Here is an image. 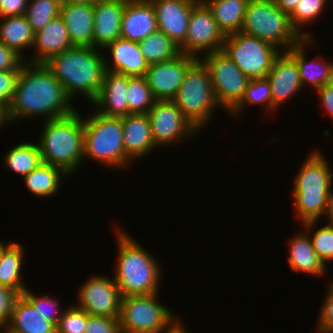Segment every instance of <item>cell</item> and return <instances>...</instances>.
<instances>
[{"mask_svg": "<svg viewBox=\"0 0 333 333\" xmlns=\"http://www.w3.org/2000/svg\"><path fill=\"white\" fill-rule=\"evenodd\" d=\"M60 8L58 0H28L25 16L32 30L37 32L60 15Z\"/></svg>", "mask_w": 333, "mask_h": 333, "instance_id": "cell-36", "label": "cell"}, {"mask_svg": "<svg viewBox=\"0 0 333 333\" xmlns=\"http://www.w3.org/2000/svg\"><path fill=\"white\" fill-rule=\"evenodd\" d=\"M197 60V57L181 53L173 60L150 64L145 77L154 98L172 100L181 86L187 70Z\"/></svg>", "mask_w": 333, "mask_h": 333, "instance_id": "cell-15", "label": "cell"}, {"mask_svg": "<svg viewBox=\"0 0 333 333\" xmlns=\"http://www.w3.org/2000/svg\"><path fill=\"white\" fill-rule=\"evenodd\" d=\"M24 252L21 244L11 242L4 249L0 258V285L11 287L20 294L27 289L21 277Z\"/></svg>", "mask_w": 333, "mask_h": 333, "instance_id": "cell-31", "label": "cell"}, {"mask_svg": "<svg viewBox=\"0 0 333 333\" xmlns=\"http://www.w3.org/2000/svg\"><path fill=\"white\" fill-rule=\"evenodd\" d=\"M149 1L155 10L157 30L180 47L185 42L191 11L200 0Z\"/></svg>", "mask_w": 333, "mask_h": 333, "instance_id": "cell-16", "label": "cell"}, {"mask_svg": "<svg viewBox=\"0 0 333 333\" xmlns=\"http://www.w3.org/2000/svg\"><path fill=\"white\" fill-rule=\"evenodd\" d=\"M288 51L303 37L292 27L290 16L281 11L274 0H249L240 30Z\"/></svg>", "mask_w": 333, "mask_h": 333, "instance_id": "cell-7", "label": "cell"}, {"mask_svg": "<svg viewBox=\"0 0 333 333\" xmlns=\"http://www.w3.org/2000/svg\"><path fill=\"white\" fill-rule=\"evenodd\" d=\"M313 38H303L297 45L289 49L287 52L296 60V63L299 68L300 80L303 87L306 83L312 85L315 90H318L320 87L324 86L328 82L333 81V63H326V61H312L307 60V55L304 51L305 46L309 47L314 46L316 43Z\"/></svg>", "mask_w": 333, "mask_h": 333, "instance_id": "cell-26", "label": "cell"}, {"mask_svg": "<svg viewBox=\"0 0 333 333\" xmlns=\"http://www.w3.org/2000/svg\"><path fill=\"white\" fill-rule=\"evenodd\" d=\"M121 38L141 42L157 30L154 7L149 0H126L121 23Z\"/></svg>", "mask_w": 333, "mask_h": 333, "instance_id": "cell-21", "label": "cell"}, {"mask_svg": "<svg viewBox=\"0 0 333 333\" xmlns=\"http://www.w3.org/2000/svg\"><path fill=\"white\" fill-rule=\"evenodd\" d=\"M32 47L36 48V52L28 63L33 64H44L52 56L73 47L66 25L60 15L35 32Z\"/></svg>", "mask_w": 333, "mask_h": 333, "instance_id": "cell-23", "label": "cell"}, {"mask_svg": "<svg viewBox=\"0 0 333 333\" xmlns=\"http://www.w3.org/2000/svg\"><path fill=\"white\" fill-rule=\"evenodd\" d=\"M4 243L2 241H0V258H1V255H2V252L4 251V249L9 245L8 243L6 244V242H4Z\"/></svg>", "mask_w": 333, "mask_h": 333, "instance_id": "cell-53", "label": "cell"}, {"mask_svg": "<svg viewBox=\"0 0 333 333\" xmlns=\"http://www.w3.org/2000/svg\"><path fill=\"white\" fill-rule=\"evenodd\" d=\"M78 306L91 316L119 318L122 295L113 278L92 276L79 289Z\"/></svg>", "mask_w": 333, "mask_h": 333, "instance_id": "cell-14", "label": "cell"}, {"mask_svg": "<svg viewBox=\"0 0 333 333\" xmlns=\"http://www.w3.org/2000/svg\"><path fill=\"white\" fill-rule=\"evenodd\" d=\"M99 0H62L61 4L65 3H85V4H95Z\"/></svg>", "mask_w": 333, "mask_h": 333, "instance_id": "cell-51", "label": "cell"}, {"mask_svg": "<svg viewBox=\"0 0 333 333\" xmlns=\"http://www.w3.org/2000/svg\"><path fill=\"white\" fill-rule=\"evenodd\" d=\"M0 42L14 50L24 60L22 51L32 47L35 32L25 15L0 17ZM25 48V49H24Z\"/></svg>", "mask_w": 333, "mask_h": 333, "instance_id": "cell-28", "label": "cell"}, {"mask_svg": "<svg viewBox=\"0 0 333 333\" xmlns=\"http://www.w3.org/2000/svg\"><path fill=\"white\" fill-rule=\"evenodd\" d=\"M85 333H121L119 318L89 315Z\"/></svg>", "mask_w": 333, "mask_h": 333, "instance_id": "cell-42", "label": "cell"}, {"mask_svg": "<svg viewBox=\"0 0 333 333\" xmlns=\"http://www.w3.org/2000/svg\"><path fill=\"white\" fill-rule=\"evenodd\" d=\"M183 322L178 320L169 330L165 331L164 333H187L188 331L184 328Z\"/></svg>", "mask_w": 333, "mask_h": 333, "instance_id": "cell-50", "label": "cell"}, {"mask_svg": "<svg viewBox=\"0 0 333 333\" xmlns=\"http://www.w3.org/2000/svg\"><path fill=\"white\" fill-rule=\"evenodd\" d=\"M328 216V225L333 229V203L330 207V209L327 211V214Z\"/></svg>", "mask_w": 333, "mask_h": 333, "instance_id": "cell-52", "label": "cell"}, {"mask_svg": "<svg viewBox=\"0 0 333 333\" xmlns=\"http://www.w3.org/2000/svg\"><path fill=\"white\" fill-rule=\"evenodd\" d=\"M8 122H11L9 118L8 108L0 105V127L4 124L7 125L6 123Z\"/></svg>", "mask_w": 333, "mask_h": 333, "instance_id": "cell-49", "label": "cell"}, {"mask_svg": "<svg viewBox=\"0 0 333 333\" xmlns=\"http://www.w3.org/2000/svg\"><path fill=\"white\" fill-rule=\"evenodd\" d=\"M20 70L0 71V105L9 107Z\"/></svg>", "mask_w": 333, "mask_h": 333, "instance_id": "cell-43", "label": "cell"}, {"mask_svg": "<svg viewBox=\"0 0 333 333\" xmlns=\"http://www.w3.org/2000/svg\"><path fill=\"white\" fill-rule=\"evenodd\" d=\"M158 295L122 297L119 315L121 333H164L180 320L169 308L160 304Z\"/></svg>", "mask_w": 333, "mask_h": 333, "instance_id": "cell-9", "label": "cell"}, {"mask_svg": "<svg viewBox=\"0 0 333 333\" xmlns=\"http://www.w3.org/2000/svg\"><path fill=\"white\" fill-rule=\"evenodd\" d=\"M39 148L44 163L62 168L67 175L84 160V124L78 111L66 117L44 121Z\"/></svg>", "mask_w": 333, "mask_h": 333, "instance_id": "cell-5", "label": "cell"}, {"mask_svg": "<svg viewBox=\"0 0 333 333\" xmlns=\"http://www.w3.org/2000/svg\"><path fill=\"white\" fill-rule=\"evenodd\" d=\"M28 0H1L0 17L25 15Z\"/></svg>", "mask_w": 333, "mask_h": 333, "instance_id": "cell-46", "label": "cell"}, {"mask_svg": "<svg viewBox=\"0 0 333 333\" xmlns=\"http://www.w3.org/2000/svg\"><path fill=\"white\" fill-rule=\"evenodd\" d=\"M295 176L293 201L300 221L320 220L333 203V171L324 156L314 151L306 158Z\"/></svg>", "mask_w": 333, "mask_h": 333, "instance_id": "cell-4", "label": "cell"}, {"mask_svg": "<svg viewBox=\"0 0 333 333\" xmlns=\"http://www.w3.org/2000/svg\"><path fill=\"white\" fill-rule=\"evenodd\" d=\"M140 50L147 63L166 62L179 56V47L162 31L156 30L139 42Z\"/></svg>", "mask_w": 333, "mask_h": 333, "instance_id": "cell-33", "label": "cell"}, {"mask_svg": "<svg viewBox=\"0 0 333 333\" xmlns=\"http://www.w3.org/2000/svg\"><path fill=\"white\" fill-rule=\"evenodd\" d=\"M151 132L155 145L165 146L188 139L197 129L184 117L172 100H156L148 111ZM183 138V139H182Z\"/></svg>", "mask_w": 333, "mask_h": 333, "instance_id": "cell-13", "label": "cell"}, {"mask_svg": "<svg viewBox=\"0 0 333 333\" xmlns=\"http://www.w3.org/2000/svg\"><path fill=\"white\" fill-rule=\"evenodd\" d=\"M72 100L45 64L24 62L8 107L9 118L14 123L30 116H44L46 121L66 117L76 111Z\"/></svg>", "mask_w": 333, "mask_h": 333, "instance_id": "cell-1", "label": "cell"}, {"mask_svg": "<svg viewBox=\"0 0 333 333\" xmlns=\"http://www.w3.org/2000/svg\"><path fill=\"white\" fill-rule=\"evenodd\" d=\"M7 333H56V326L44 319L38 311L21 295L4 328Z\"/></svg>", "mask_w": 333, "mask_h": 333, "instance_id": "cell-27", "label": "cell"}, {"mask_svg": "<svg viewBox=\"0 0 333 333\" xmlns=\"http://www.w3.org/2000/svg\"><path fill=\"white\" fill-rule=\"evenodd\" d=\"M262 103L263 106L267 107L265 110L267 112L273 111V100L271 93V83L267 77L250 79L245 94L240 101V103L230 112L233 115L239 117L240 113L243 111V108H246V105L250 104H259Z\"/></svg>", "mask_w": 333, "mask_h": 333, "instance_id": "cell-35", "label": "cell"}, {"mask_svg": "<svg viewBox=\"0 0 333 333\" xmlns=\"http://www.w3.org/2000/svg\"><path fill=\"white\" fill-rule=\"evenodd\" d=\"M172 101L197 132L219 108L209 71L199 59L187 70Z\"/></svg>", "mask_w": 333, "mask_h": 333, "instance_id": "cell-8", "label": "cell"}, {"mask_svg": "<svg viewBox=\"0 0 333 333\" xmlns=\"http://www.w3.org/2000/svg\"><path fill=\"white\" fill-rule=\"evenodd\" d=\"M266 77L271 83L273 110L303 88L296 60L287 51L280 52Z\"/></svg>", "mask_w": 333, "mask_h": 333, "instance_id": "cell-17", "label": "cell"}, {"mask_svg": "<svg viewBox=\"0 0 333 333\" xmlns=\"http://www.w3.org/2000/svg\"><path fill=\"white\" fill-rule=\"evenodd\" d=\"M301 0H274L276 6L284 13L290 15Z\"/></svg>", "mask_w": 333, "mask_h": 333, "instance_id": "cell-48", "label": "cell"}, {"mask_svg": "<svg viewBox=\"0 0 333 333\" xmlns=\"http://www.w3.org/2000/svg\"><path fill=\"white\" fill-rule=\"evenodd\" d=\"M88 316L77 306L64 310L56 326V333H85Z\"/></svg>", "mask_w": 333, "mask_h": 333, "instance_id": "cell-39", "label": "cell"}, {"mask_svg": "<svg viewBox=\"0 0 333 333\" xmlns=\"http://www.w3.org/2000/svg\"><path fill=\"white\" fill-rule=\"evenodd\" d=\"M21 295L33 306L36 311L44 316V319L53 323L55 326L58 325V322L64 312L59 310L60 306L58 299L52 298L48 295L43 297L36 296V294L28 288Z\"/></svg>", "mask_w": 333, "mask_h": 333, "instance_id": "cell-38", "label": "cell"}, {"mask_svg": "<svg viewBox=\"0 0 333 333\" xmlns=\"http://www.w3.org/2000/svg\"><path fill=\"white\" fill-rule=\"evenodd\" d=\"M224 40L225 35L218 28L212 12L203 1H199L191 11L185 42L179 47L180 53L199 58L198 54L206 51H221Z\"/></svg>", "mask_w": 333, "mask_h": 333, "instance_id": "cell-12", "label": "cell"}, {"mask_svg": "<svg viewBox=\"0 0 333 333\" xmlns=\"http://www.w3.org/2000/svg\"><path fill=\"white\" fill-rule=\"evenodd\" d=\"M83 124L84 157L121 169L132 162L124 149L122 117L94 112Z\"/></svg>", "mask_w": 333, "mask_h": 333, "instance_id": "cell-6", "label": "cell"}, {"mask_svg": "<svg viewBox=\"0 0 333 333\" xmlns=\"http://www.w3.org/2000/svg\"><path fill=\"white\" fill-rule=\"evenodd\" d=\"M122 124L124 149L131 161L147 156L157 147L147 114H128L122 117Z\"/></svg>", "mask_w": 333, "mask_h": 333, "instance_id": "cell-22", "label": "cell"}, {"mask_svg": "<svg viewBox=\"0 0 333 333\" xmlns=\"http://www.w3.org/2000/svg\"><path fill=\"white\" fill-rule=\"evenodd\" d=\"M60 16L66 25L73 46L93 47V4H61Z\"/></svg>", "mask_w": 333, "mask_h": 333, "instance_id": "cell-25", "label": "cell"}, {"mask_svg": "<svg viewBox=\"0 0 333 333\" xmlns=\"http://www.w3.org/2000/svg\"><path fill=\"white\" fill-rule=\"evenodd\" d=\"M249 0H203L215 18L218 28L225 36L242 28Z\"/></svg>", "mask_w": 333, "mask_h": 333, "instance_id": "cell-29", "label": "cell"}, {"mask_svg": "<svg viewBox=\"0 0 333 333\" xmlns=\"http://www.w3.org/2000/svg\"><path fill=\"white\" fill-rule=\"evenodd\" d=\"M4 165L19 175L29 174L43 163L38 143H20L8 150L4 156Z\"/></svg>", "mask_w": 333, "mask_h": 333, "instance_id": "cell-32", "label": "cell"}, {"mask_svg": "<svg viewBox=\"0 0 333 333\" xmlns=\"http://www.w3.org/2000/svg\"><path fill=\"white\" fill-rule=\"evenodd\" d=\"M327 296L324 299L323 306H321L320 317L318 321L319 333H332L333 332V283L331 282L328 287Z\"/></svg>", "mask_w": 333, "mask_h": 333, "instance_id": "cell-44", "label": "cell"}, {"mask_svg": "<svg viewBox=\"0 0 333 333\" xmlns=\"http://www.w3.org/2000/svg\"><path fill=\"white\" fill-rule=\"evenodd\" d=\"M317 91L322 105L325 108L324 110H326L329 117L333 119V81L328 82Z\"/></svg>", "mask_w": 333, "mask_h": 333, "instance_id": "cell-47", "label": "cell"}, {"mask_svg": "<svg viewBox=\"0 0 333 333\" xmlns=\"http://www.w3.org/2000/svg\"><path fill=\"white\" fill-rule=\"evenodd\" d=\"M328 0H301L295 10L289 15L292 27L303 38H313L306 31H302L303 24L311 23L320 16ZM302 23V24H301Z\"/></svg>", "mask_w": 333, "mask_h": 333, "instance_id": "cell-37", "label": "cell"}, {"mask_svg": "<svg viewBox=\"0 0 333 333\" xmlns=\"http://www.w3.org/2000/svg\"><path fill=\"white\" fill-rule=\"evenodd\" d=\"M309 237L314 251L326 266V261L333 260V229L327 224Z\"/></svg>", "mask_w": 333, "mask_h": 333, "instance_id": "cell-40", "label": "cell"}, {"mask_svg": "<svg viewBox=\"0 0 333 333\" xmlns=\"http://www.w3.org/2000/svg\"><path fill=\"white\" fill-rule=\"evenodd\" d=\"M104 57L96 47L73 46L44 64L71 99L82 93L92 102L102 87L106 71Z\"/></svg>", "mask_w": 333, "mask_h": 333, "instance_id": "cell-2", "label": "cell"}, {"mask_svg": "<svg viewBox=\"0 0 333 333\" xmlns=\"http://www.w3.org/2000/svg\"><path fill=\"white\" fill-rule=\"evenodd\" d=\"M129 114H147L156 102L145 76L130 77L127 87Z\"/></svg>", "mask_w": 333, "mask_h": 333, "instance_id": "cell-34", "label": "cell"}, {"mask_svg": "<svg viewBox=\"0 0 333 333\" xmlns=\"http://www.w3.org/2000/svg\"><path fill=\"white\" fill-rule=\"evenodd\" d=\"M204 55L198 59L209 71L216 99L221 108L231 112L242 100L250 78L223 50Z\"/></svg>", "mask_w": 333, "mask_h": 333, "instance_id": "cell-11", "label": "cell"}, {"mask_svg": "<svg viewBox=\"0 0 333 333\" xmlns=\"http://www.w3.org/2000/svg\"><path fill=\"white\" fill-rule=\"evenodd\" d=\"M20 296L13 288L0 285V331L8 325L14 304Z\"/></svg>", "mask_w": 333, "mask_h": 333, "instance_id": "cell-41", "label": "cell"}, {"mask_svg": "<svg viewBox=\"0 0 333 333\" xmlns=\"http://www.w3.org/2000/svg\"><path fill=\"white\" fill-rule=\"evenodd\" d=\"M129 76L105 71L102 87L91 102L96 112L105 116L123 117L129 114L127 87Z\"/></svg>", "mask_w": 333, "mask_h": 333, "instance_id": "cell-20", "label": "cell"}, {"mask_svg": "<svg viewBox=\"0 0 333 333\" xmlns=\"http://www.w3.org/2000/svg\"><path fill=\"white\" fill-rule=\"evenodd\" d=\"M118 261L113 279L122 297L158 293L161 269L159 262L134 238L117 228Z\"/></svg>", "mask_w": 333, "mask_h": 333, "instance_id": "cell-3", "label": "cell"}, {"mask_svg": "<svg viewBox=\"0 0 333 333\" xmlns=\"http://www.w3.org/2000/svg\"><path fill=\"white\" fill-rule=\"evenodd\" d=\"M66 174L62 168L43 162L22 178L28 191L44 199L53 197L60 190L61 178Z\"/></svg>", "mask_w": 333, "mask_h": 333, "instance_id": "cell-30", "label": "cell"}, {"mask_svg": "<svg viewBox=\"0 0 333 333\" xmlns=\"http://www.w3.org/2000/svg\"><path fill=\"white\" fill-rule=\"evenodd\" d=\"M126 0H99L94 4L93 47L101 49L121 38Z\"/></svg>", "mask_w": 333, "mask_h": 333, "instance_id": "cell-18", "label": "cell"}, {"mask_svg": "<svg viewBox=\"0 0 333 333\" xmlns=\"http://www.w3.org/2000/svg\"><path fill=\"white\" fill-rule=\"evenodd\" d=\"M317 222L318 220H311L301 223L305 229L304 233H297V235L290 239L287 260L291 270L301 271L313 276L325 274L326 266L314 251L308 235L309 231H311L310 229H313Z\"/></svg>", "mask_w": 333, "mask_h": 333, "instance_id": "cell-24", "label": "cell"}, {"mask_svg": "<svg viewBox=\"0 0 333 333\" xmlns=\"http://www.w3.org/2000/svg\"><path fill=\"white\" fill-rule=\"evenodd\" d=\"M222 50L250 79L266 77L282 52L267 41L241 31L225 36Z\"/></svg>", "mask_w": 333, "mask_h": 333, "instance_id": "cell-10", "label": "cell"}, {"mask_svg": "<svg viewBox=\"0 0 333 333\" xmlns=\"http://www.w3.org/2000/svg\"><path fill=\"white\" fill-rule=\"evenodd\" d=\"M104 48L109 50L112 57L111 62L104 57L107 71L130 77L146 76L149 64L143 57L138 42L119 38L107 44Z\"/></svg>", "mask_w": 333, "mask_h": 333, "instance_id": "cell-19", "label": "cell"}, {"mask_svg": "<svg viewBox=\"0 0 333 333\" xmlns=\"http://www.w3.org/2000/svg\"><path fill=\"white\" fill-rule=\"evenodd\" d=\"M23 62H27L14 50L0 42V71L21 70Z\"/></svg>", "mask_w": 333, "mask_h": 333, "instance_id": "cell-45", "label": "cell"}]
</instances>
